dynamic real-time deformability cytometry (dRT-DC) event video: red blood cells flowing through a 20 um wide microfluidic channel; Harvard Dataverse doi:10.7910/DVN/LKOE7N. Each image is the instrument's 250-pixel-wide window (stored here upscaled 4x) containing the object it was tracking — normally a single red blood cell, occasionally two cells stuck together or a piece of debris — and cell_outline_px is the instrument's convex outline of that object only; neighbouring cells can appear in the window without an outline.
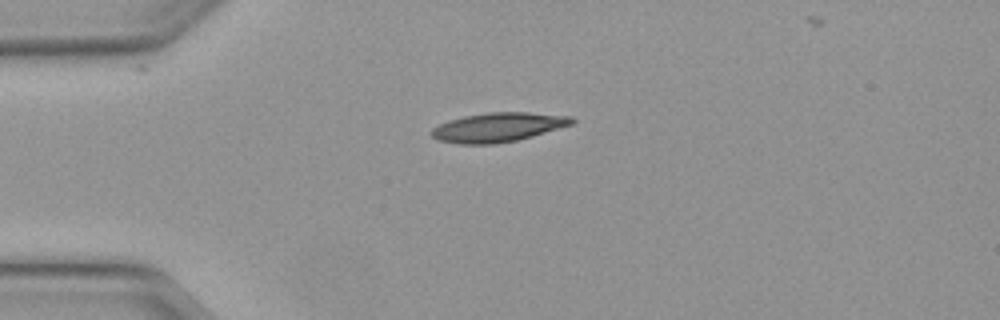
{"species": "Egyptian fruit bat (a non-hibernating species)", "species_latin": "Rousettus aegyptiacus", "temperature_condition": "warm", "stored_images_in_passage": 35, "camera_frame_rate_fps": 3000, "um_per_image_px": 0.085, "animal": {"sex": "female"}, "frame": {"image": 1, "passage_image": 1, "time_ms": 0.0, "image_size_px": [1000, 320], "cell_outline_px": [[576, 120], [572, 124], [532, 136], [516, 140], [492, 144], [460, 144], [440, 140], [432, 136], [432, 128], [448, 120], [464, 116], [488, 112], [528, 112], [572, 116]], "centroid_in_image_um": [42.35, 10.8], "position_along_channel_um": 42.7, "area_um2": 23.7}}
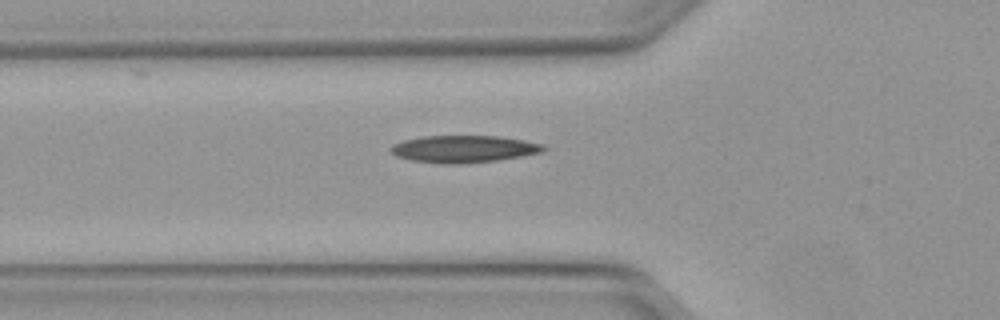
{"frame": {"image": 2, "passage_image": 6, "time_ms": 1.667, "image_size_px": [1000, 320], "cell_outline_px": [[548, 148], [544, 152], [496, 160], [456, 164], [448, 164], [412, 160], [396, 156], [388, 148], [392, 144], [404, 140], [424, 136], [500, 136], [524, 140], [544, 144]], "centroid_in_image_um": [39.44, 12.65], "position_along_channel_um": 86.4, "area_um2": 24.1}}
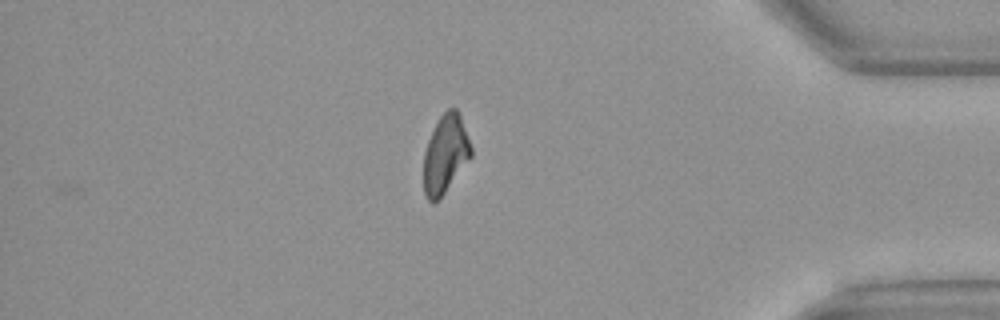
{"frame": {"image": 3, "passage_image": 31, "time_ms": 10.0, "image_size_px": [1000, 320], "cell_outline_px": [[472, 156], [444, 192], [432, 204], [428, 200], [424, 192], [424, 152], [428, 140], [440, 116], [448, 108], [456, 108], [460, 116], [472, 148]], "centroid_in_image_um": [37.85, 13.09], "position_along_channel_um": 397.3, "area_um2": 21.15}}